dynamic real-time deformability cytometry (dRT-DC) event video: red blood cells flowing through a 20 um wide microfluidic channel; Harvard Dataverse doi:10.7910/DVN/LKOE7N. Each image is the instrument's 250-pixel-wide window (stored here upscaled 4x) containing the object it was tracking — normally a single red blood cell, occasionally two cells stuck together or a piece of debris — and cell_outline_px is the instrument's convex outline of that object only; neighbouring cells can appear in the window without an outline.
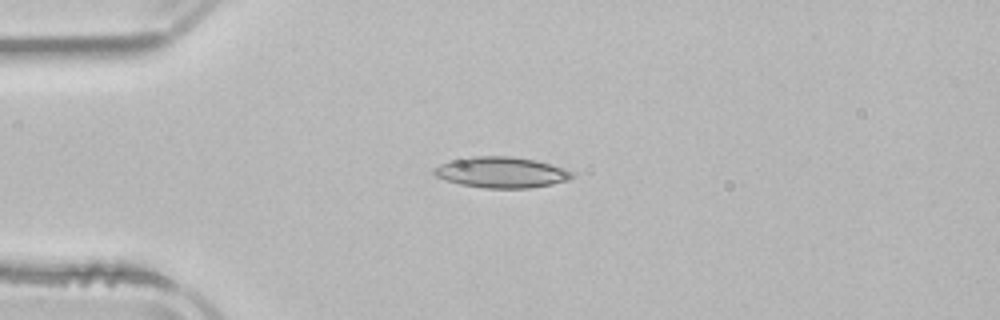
{"species": "common noctule bat (a hibernating species)", "species_latin": "Nyctalus noctula", "temperature_condition": "room temperature", "stored_images_in_passage": 3, "camera_frame_rate_fps": 3000, "um_per_image_px": 0.085, "animal": {"sex": "male", "body_mass_g": 21.5, "forearm_length_mm": 52.0}, "frame": {"image": 1, "passage_image": 2, "time_ms": 2.667, "image_size_px": [1000, 320], "cell_outline_px": [[576, 172], [568, 180], [552, 184], [528, 188], [484, 188], [460, 184], [436, 176], [432, 172], [440, 164], [452, 160], [468, 156], [508, 156], [532, 160], [564, 168]], "centroid_in_image_um": [42.62, 14.65], "position_along_channel_um": 42.4, "area_um2": 24.57}}